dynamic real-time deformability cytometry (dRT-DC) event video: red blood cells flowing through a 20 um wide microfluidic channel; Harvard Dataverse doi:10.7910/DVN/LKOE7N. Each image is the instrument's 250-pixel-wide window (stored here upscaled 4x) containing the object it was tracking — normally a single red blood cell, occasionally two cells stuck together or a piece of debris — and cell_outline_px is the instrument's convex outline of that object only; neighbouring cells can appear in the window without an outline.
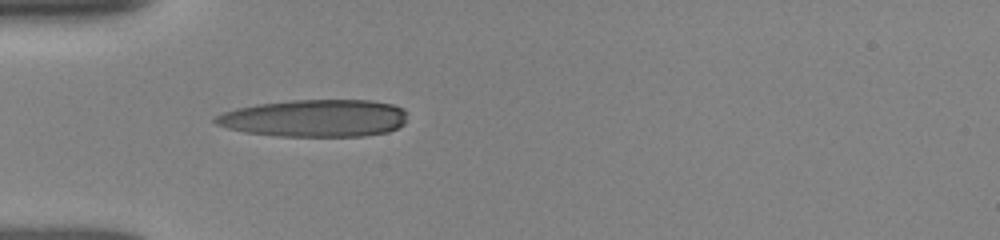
{"species": "human", "species_latin": "Homo sapiens", "temperature_condition": "room temperature", "stored_images_in_passage": 34, "camera_frame_rate_fps": 3000, "um_per_image_px": 0.085, "donor": {"sex": "female"}, "frame": {"image": 1, "passage_image": 1, "time_ms": 0.0, "image_size_px": [1000, 240], "cell_outline_px": [[404, 124], [388, 132], [364, 136], [280, 136], [244, 132], [228, 128], [216, 124], [212, 120], [216, 116], [224, 112], [236, 108], [256, 104], [292, 100], [372, 100], [392, 104], [404, 108]], "centroid_in_image_um": [26.74, 10.04], "position_along_channel_um": 58.3, "area_um2": 41.79}}
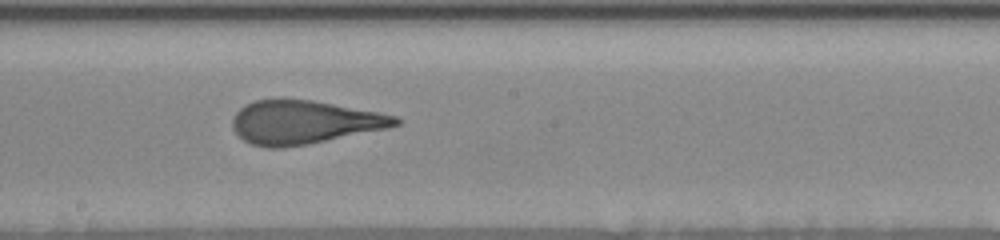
{"frame": {"image": 2, "passage_image": 14, "time_ms": 4.333, "image_size_px": [1000, 240], "cell_outline_px": [[400, 124], [388, 128], [308, 144], [280, 148], [268, 148], [252, 144], [244, 140], [232, 128], [232, 120], [236, 112], [244, 104], [256, 100], [284, 96], [312, 100], [380, 112], [396, 116], [400, 120]], "centroid_in_image_um": [25.81, 10.35], "position_along_channel_um": 222.4, "area_um2": 41.85}}
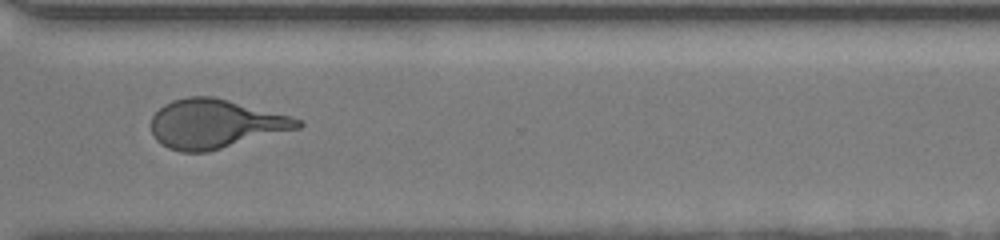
{"frame": {"image": 3, "passage_image": 24, "time_ms": 7.667, "image_size_px": [1000, 240], "cell_outline_px": [[304, 124], [300, 128], [208, 152], [180, 152], [168, 148], [160, 144], [156, 140], [152, 132], [152, 116], [164, 104], [172, 100], [188, 96], [212, 96], [292, 116], [300, 120]], "centroid_in_image_um": [18.29, 10.53], "position_along_channel_um": 352.3, "area_um2": 41.91}, "authors_computed_cell_mechanics": {"area_um2": 41.4426, "velocity_mm_per_s": 3.9135, "shape_relaxation_time_tau1_ms": 5.3732, "shape_relaxation_time_tau2_ms": 1.0866, "deformation_change_tau1": 0.2557, "deformation_change_tau2": 0.1076}}